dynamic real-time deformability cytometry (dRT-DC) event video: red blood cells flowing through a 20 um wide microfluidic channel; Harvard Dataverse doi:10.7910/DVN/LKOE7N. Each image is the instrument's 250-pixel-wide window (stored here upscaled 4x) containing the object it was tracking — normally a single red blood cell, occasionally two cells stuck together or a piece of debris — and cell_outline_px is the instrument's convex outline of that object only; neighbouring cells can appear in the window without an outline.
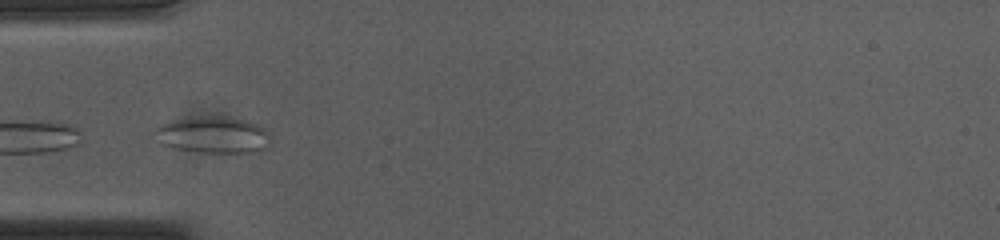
{"species": "common noctule bat (a hibernating species)", "species_latin": "Nyctalus noctula", "temperature_condition": "cold", "stored_images_in_passage": 9, "camera_frame_rate_fps": 3000, "um_per_image_px": 0.085, "animal": {"sex": "female", "body_mass_g": 23.0, "forearm_length_mm": 53.4}, "frame": {"image": 1, "passage_image": 1, "time_ms": 0.0, "image_size_px": [1000, 240], "cell_outline_px": [[268, 148], [260, 152], [204, 152], [176, 148], [160, 144], [152, 136], [152, 132], [156, 124], [172, 120], [208, 116], [212, 116], [248, 120], [260, 124], [268, 132]], "centroid_in_image_um": [18.06, 11.46], "position_along_channel_um": 66.9, "area_um2": 24.97}}